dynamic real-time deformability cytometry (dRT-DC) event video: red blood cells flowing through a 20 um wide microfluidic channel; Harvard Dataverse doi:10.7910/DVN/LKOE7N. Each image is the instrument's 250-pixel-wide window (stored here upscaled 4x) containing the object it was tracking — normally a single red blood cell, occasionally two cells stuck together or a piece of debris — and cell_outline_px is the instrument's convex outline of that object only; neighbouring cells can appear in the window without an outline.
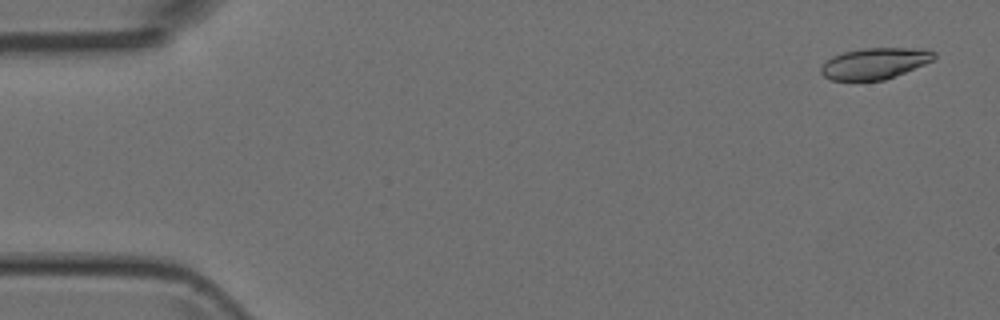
{"species": "Egyptian fruit bat (a non-hibernating species)", "species_latin": "Rousettus aegyptiacus", "temperature_condition": "room temperature", "stored_images_in_passage": 4, "camera_frame_rate_fps": 3000, "um_per_image_px": 0.085, "animal": {"sex": "female"}, "frame": {"image": 1, "passage_image": 1, "time_ms": 0.0, "image_size_px": [1000, 320], "cell_outline_px": [[936, 56], [932, 60], [924, 64], [884, 80], [832, 80], [824, 76], [820, 72], [820, 68], [832, 56], [844, 52], [864, 48], [924, 48], [936, 52]], "centroid_in_image_um": [74.36, 5.38], "position_along_channel_um": 10.6, "area_um2": 20.35}}